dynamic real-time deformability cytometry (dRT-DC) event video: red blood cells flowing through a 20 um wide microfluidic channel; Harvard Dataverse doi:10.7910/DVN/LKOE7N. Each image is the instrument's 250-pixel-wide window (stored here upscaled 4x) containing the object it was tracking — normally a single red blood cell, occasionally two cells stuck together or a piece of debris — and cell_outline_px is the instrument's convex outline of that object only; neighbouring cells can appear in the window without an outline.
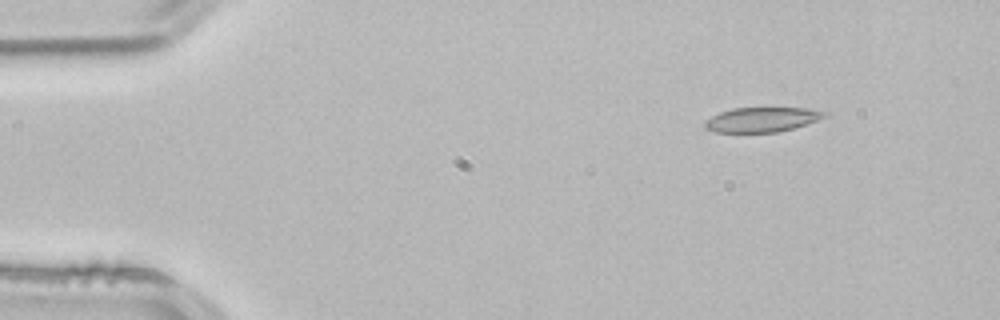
{"species": "common noctule bat (a hibernating species)", "species_latin": "Nyctalus noctula", "temperature_condition": "room temperature", "stored_images_in_passage": 3, "camera_frame_rate_fps": 3000, "um_per_image_px": 0.085, "animal": {"sex": "male", "body_mass_g": 21.5, "forearm_length_mm": 52.0}, "frame": {"image": 1, "passage_image": 1, "time_ms": 0.0, "image_size_px": [1000, 320], "cell_outline_px": [[828, 116], [780, 132], [716, 132], [708, 128], [704, 124], [704, 120], [720, 112], [732, 108], [808, 108], [828, 112]], "centroid_in_image_um": [64.77, 10.15], "position_along_channel_um": 20.2, "area_um2": 17.05}}
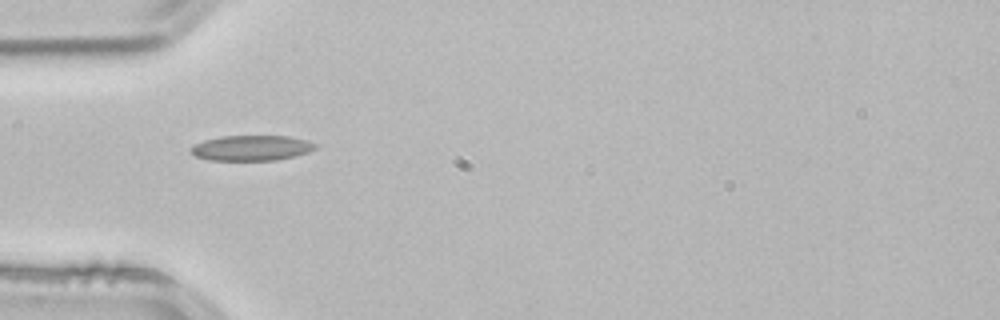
{"frame": {"image": 2, "passage_image": 3, "time_ms": 0.667, "image_size_px": [1000, 320], "cell_outline_px": [[320, 144], [316, 148], [308, 152], [296, 156], [276, 160], [208, 160], [196, 156], [188, 152], [188, 148], [192, 144], [204, 140], [220, 136], [288, 136]], "centroid_in_image_um": [21.33, 12.58], "position_along_channel_um": 63.7, "area_um2": 18.61}}